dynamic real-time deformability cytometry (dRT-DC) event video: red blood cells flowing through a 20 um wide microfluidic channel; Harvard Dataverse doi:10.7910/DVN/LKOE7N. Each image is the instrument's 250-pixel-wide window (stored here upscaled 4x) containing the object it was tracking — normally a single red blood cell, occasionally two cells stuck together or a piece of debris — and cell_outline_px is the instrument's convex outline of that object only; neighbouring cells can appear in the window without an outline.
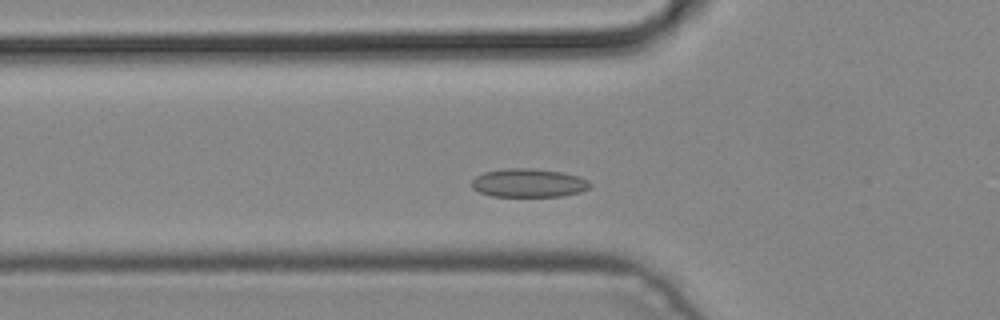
{"species": "common noctule bat (a hibernating species)", "species_latin": "Nyctalus noctula", "temperature_condition": "cold", "stored_images_in_passage": 31, "camera_frame_rate_fps": 3000, "um_per_image_px": 0.085, "animal": {"sex": "male", "body_mass_g": 19.2, "forearm_length_mm": 51.8}, "frame": {"image": 1, "passage_image": 3, "time_ms": 0.667, "image_size_px": [1000, 320], "cell_outline_px": [[592, 184], [588, 188], [580, 192], [560, 196], [492, 196], [480, 192], [472, 188], [472, 180], [476, 176], [484, 172], [504, 168], [532, 168], [564, 172], [580, 176], [588, 180]], "centroid_in_image_um": [44.94, 15.54], "position_along_channel_um": 80.9, "area_um2": 19.77}}
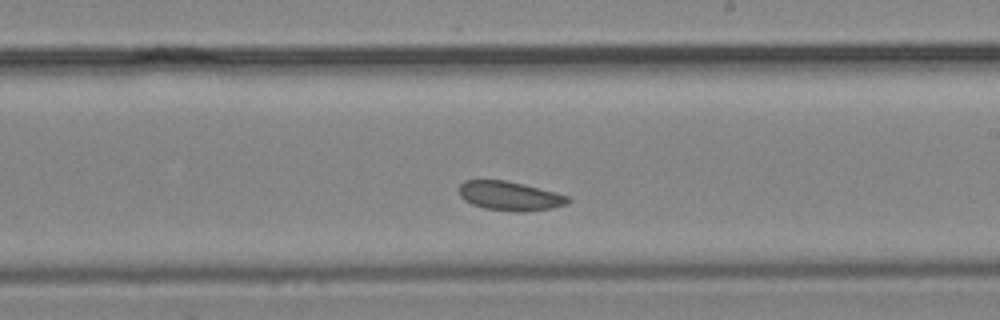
{"frame": {"image": 2, "passage_image": 15, "time_ms": 4.667, "image_size_px": [1000, 320], "cell_outline_px": [[572, 200], [568, 204], [552, 208], [524, 212], [516, 212], [484, 208], [472, 204], [464, 200], [460, 196], [456, 188], [464, 180], [504, 180], [524, 184], [556, 192], [568, 196]], "centroid_in_image_um": [43.32, 16.65], "position_along_channel_um": 245.7, "area_um2": 18.79}}
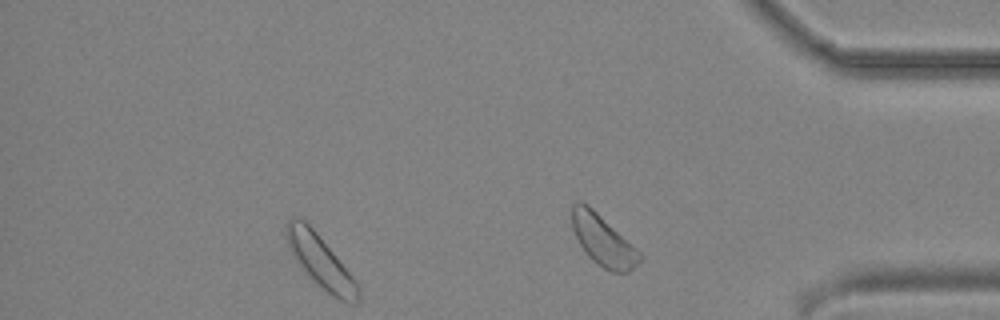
{"frame": {"image": 3, "passage_image": 26, "time_ms": 8.333, "image_size_px": [1000, 320], "cell_outline_px": [[360, 296], [356, 300], [348, 304], [332, 296], [304, 272], [292, 256], [288, 248], [284, 232], [284, 224], [292, 216], [296, 216], [304, 220], [316, 232], [356, 280], [360, 288]], "centroid_in_image_um": [27.18, 22.19], "position_along_channel_um": 408.0, "area_um2": 21.96}}